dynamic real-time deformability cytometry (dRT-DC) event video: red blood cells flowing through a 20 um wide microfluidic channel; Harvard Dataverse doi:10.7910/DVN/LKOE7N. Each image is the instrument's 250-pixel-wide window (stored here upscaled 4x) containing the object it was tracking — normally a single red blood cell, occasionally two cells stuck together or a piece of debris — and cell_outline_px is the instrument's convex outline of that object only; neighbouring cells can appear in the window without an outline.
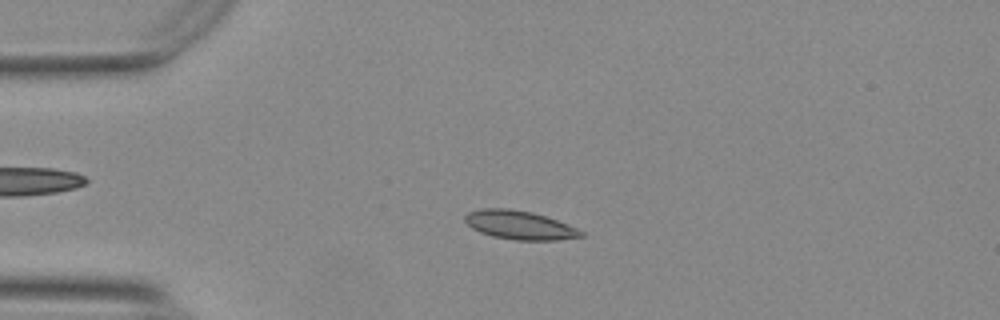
{"species": "Egyptian fruit bat (a non-hibernating species)", "species_latin": "Rousettus aegyptiacus", "temperature_condition": "warm", "stored_images_in_passage": 54, "camera_frame_rate_fps": 3000, "um_per_image_px": 0.085, "animal": {"sex": "female"}, "frame": {"image": 1, "passage_image": 13, "time_ms": 4.0, "image_size_px": [1000, 320], "cell_outline_px": [[584, 236], [556, 240], [516, 240], [492, 236], [480, 232], [472, 228], [464, 220], [464, 216], [468, 212], [480, 208], [508, 208], [532, 212], [556, 220], [576, 228], [584, 232]], "centroid_in_image_um": [44.13, 19.12], "position_along_channel_um": 40.9, "area_um2": 19.31}}
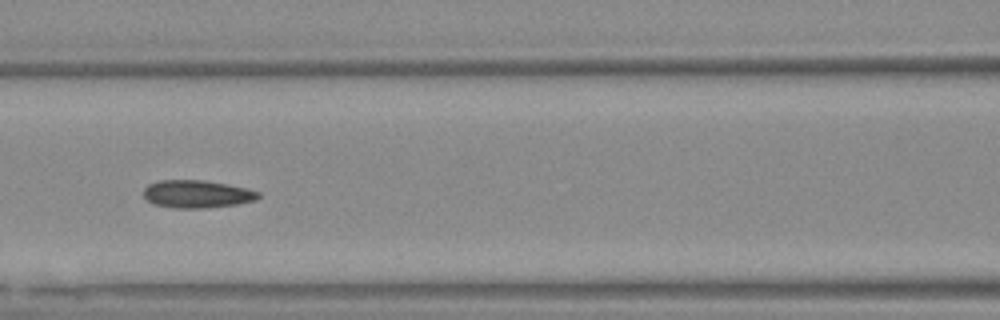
{"frame": {"image": 2, "passage_image": 24, "time_ms": 7.667, "image_size_px": [1000, 320], "cell_outline_px": [[260, 196], [256, 200], [236, 204], [204, 208], [172, 208], [152, 204], [144, 196], [144, 188], [148, 184], [160, 180], [204, 180], [228, 184], [260, 192]], "centroid_in_image_um": [16.72, 16.49], "position_along_channel_um": 149.9, "area_um2": 18.55}}
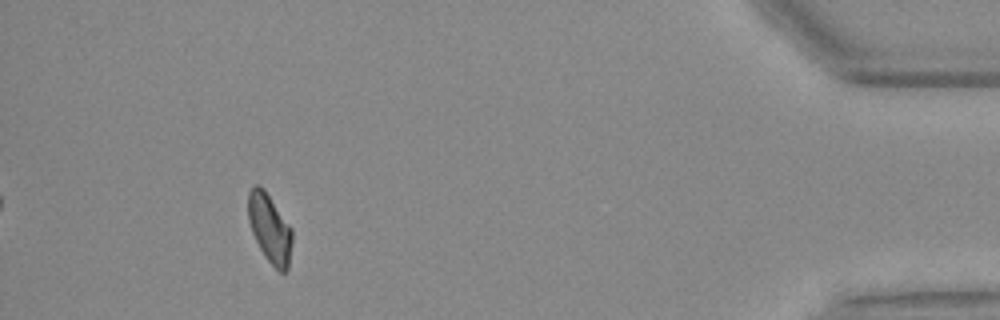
{"frame": {"image": 3, "passage_image": 50, "time_ms": 16.333, "image_size_px": [1000, 320], "cell_outline_px": [[292, 244], [288, 268], [284, 272], [280, 272], [264, 256], [252, 232], [248, 220], [248, 192], [256, 184], [260, 184], [264, 188], [292, 228]], "centroid_in_image_um": [22.93, 19.39], "position_along_channel_um": 412.3, "area_um2": 17.63}, "authors_computed_cell_mechanics": {"area_um2": 18.1492, "velocity_mm_per_s": 3.7503, "shape_relaxation_time_tau1_ms": 5.4048, "shape_relaxation_time_tau2_ms": 1.6892, "deformation_change_tau1": 0.1458, "deformation_change_tau2": 0.0654}}